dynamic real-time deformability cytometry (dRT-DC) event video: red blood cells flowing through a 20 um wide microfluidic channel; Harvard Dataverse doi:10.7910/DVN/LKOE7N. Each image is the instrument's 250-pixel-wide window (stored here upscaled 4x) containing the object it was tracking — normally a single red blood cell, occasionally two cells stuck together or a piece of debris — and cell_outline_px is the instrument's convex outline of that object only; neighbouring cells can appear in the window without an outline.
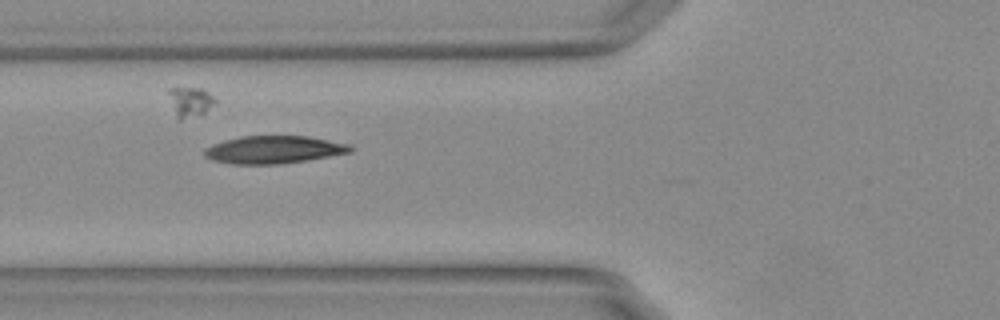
{"species": "Egyptian fruit bat (a non-hibernating species)", "species_latin": "Rousettus aegyptiacus", "temperature_condition": "warm", "stored_images_in_passage": 43, "camera_frame_rate_fps": 3000, "um_per_image_px": 0.085, "animal": {"sex": "female"}, "frame": {"image": 1, "passage_image": 13, "time_ms": 4.0, "image_size_px": [1000, 320], "cell_outline_px": [[356, 148], [352, 152], [308, 160], [280, 164], [232, 164], [212, 160], [204, 156], [204, 148], [212, 144], [224, 140], [240, 136], [308, 136], [352, 144]], "centroid_in_image_um": [23.3, 12.72], "position_along_channel_um": 102.5, "area_um2": 23.87}}